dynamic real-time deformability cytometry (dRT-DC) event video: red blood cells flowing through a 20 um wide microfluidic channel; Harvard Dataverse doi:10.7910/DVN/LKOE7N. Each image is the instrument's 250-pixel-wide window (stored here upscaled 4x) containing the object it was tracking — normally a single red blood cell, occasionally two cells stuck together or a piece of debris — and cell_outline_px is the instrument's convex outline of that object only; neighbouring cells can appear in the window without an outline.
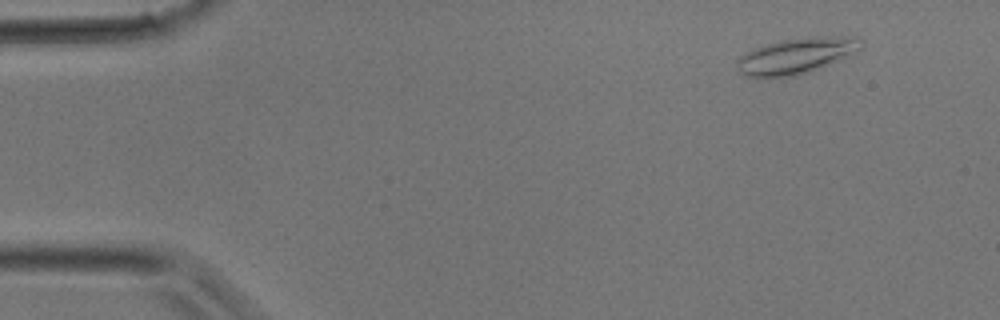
{"species": "common noctule bat (a hibernating species)", "species_latin": "Nyctalus noctula", "temperature_condition": "room temperature", "stored_images_in_passage": 33, "camera_frame_rate_fps": 3000, "um_per_image_px": 0.085, "animal": {"sex": "male", "body_mass_g": 17.9}, "frame": {"image": 1, "passage_image": 2, "time_ms": 0.333, "image_size_px": [1000, 320], "cell_outline_px": [[864, 48], [828, 64], [796, 76], [744, 76], [736, 68], [736, 60], [744, 52], [780, 40], [816, 36], [856, 36], [864, 40]], "centroid_in_image_um": [67.71, 4.71], "position_along_channel_um": 17.3, "area_um2": 25.78}}
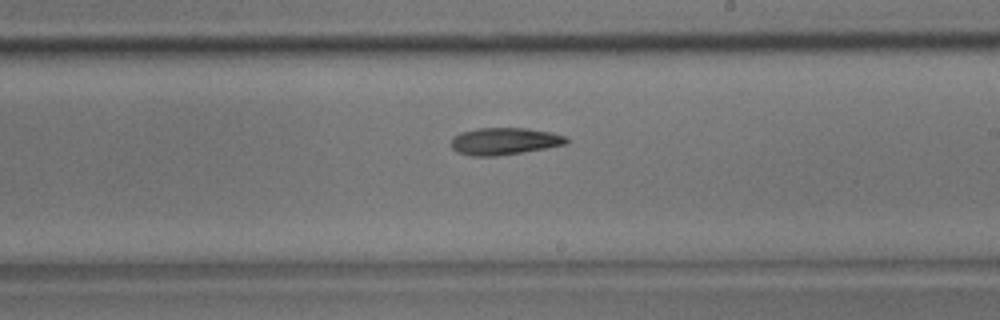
{"frame": {"image": 2, "passage_image": 19, "time_ms": 6.0, "image_size_px": [1000, 320], "cell_outline_px": [[568, 144], [524, 152], [496, 156], [472, 156], [456, 152], [452, 148], [452, 136], [460, 132], [476, 128], [528, 128], [552, 132], [568, 136]], "centroid_in_image_um": [42.89, 12.0], "position_along_channel_um": 246.1, "area_um2": 18.5}}
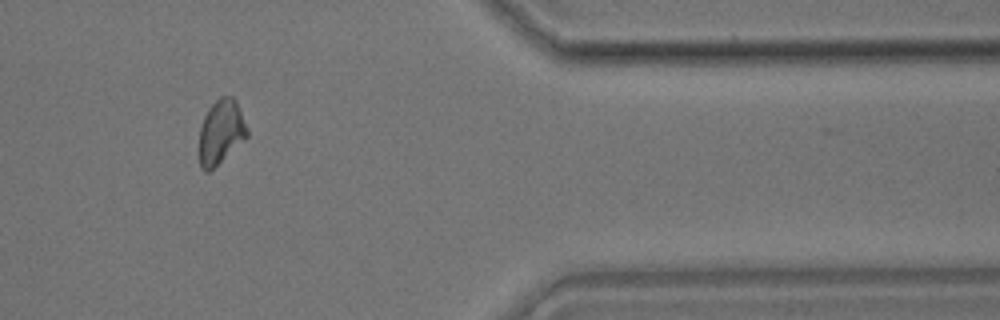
{"frame": {"image": 3, "passage_image": 28, "time_ms": 9.0, "image_size_px": [1000, 320], "cell_outline_px": [[248, 136], [244, 140], [208, 172], [204, 172], [200, 168], [200, 128], [204, 116], [208, 108], [220, 96], [232, 96], [236, 100], [248, 128]], "centroid_in_image_um": [18.78, 11.19], "position_along_channel_um": 392.6, "area_um2": 17.8}}